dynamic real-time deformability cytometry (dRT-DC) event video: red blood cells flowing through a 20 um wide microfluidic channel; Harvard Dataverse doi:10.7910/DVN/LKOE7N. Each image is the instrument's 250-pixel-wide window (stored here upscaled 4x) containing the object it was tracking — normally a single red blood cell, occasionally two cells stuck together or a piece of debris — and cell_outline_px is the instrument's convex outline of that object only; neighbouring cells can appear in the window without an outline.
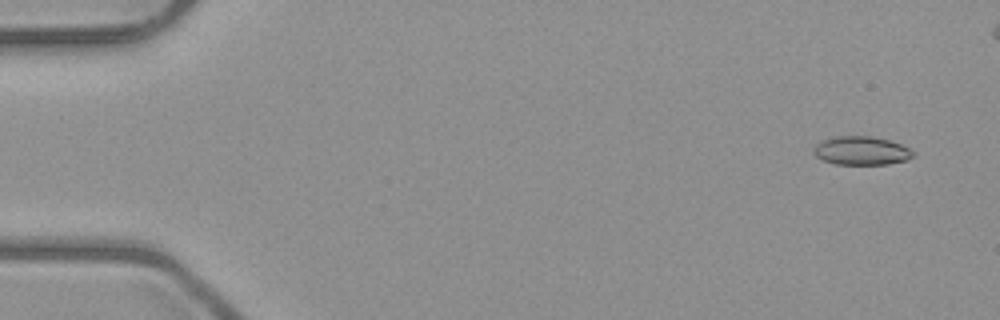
{"species": "common noctule bat (a hibernating species)", "species_latin": "Nyctalus noctula", "temperature_condition": "room temperature", "stored_images_in_passage": 7, "camera_frame_rate_fps": 3000, "um_per_image_px": 0.085, "animal": {"sex": "male", "body_mass_g": 23.1, "forearm_length_mm": 52.7}, "frame": {"image": 1, "passage_image": 1, "time_ms": 0.0, "image_size_px": [1000, 320], "cell_outline_px": [[916, 152], [908, 160], [888, 164], [836, 164], [824, 160], [816, 156], [812, 152], [816, 144], [824, 140], [836, 136], [868, 136], [888, 140], [900, 144]], "centroid_in_image_um": [73.23, 12.81], "position_along_channel_um": 11.8, "area_um2": 16.42}}
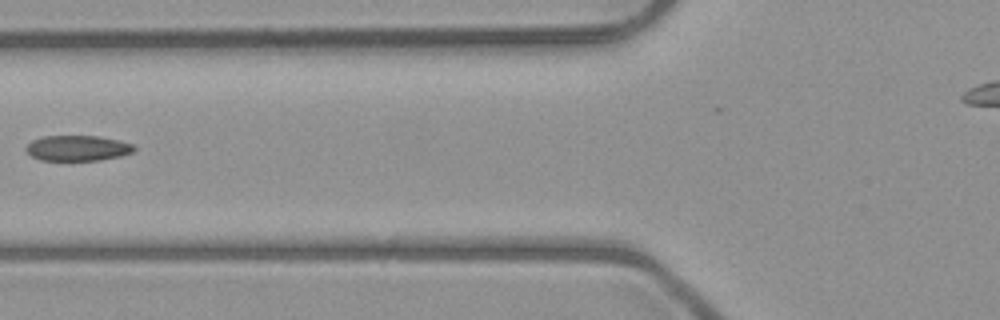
{"frame": {"image": 2, "passage_image": 6, "time_ms": 6.0, "image_size_px": [1000, 320], "cell_outline_px": [[136, 148], [132, 152], [120, 156], [100, 160], [40, 160], [32, 156], [24, 148], [32, 140], [44, 136], [100, 136], [132, 144]], "centroid_in_image_um": [6.58, 12.59], "position_along_channel_um": 119.2, "area_um2": 15.9}}
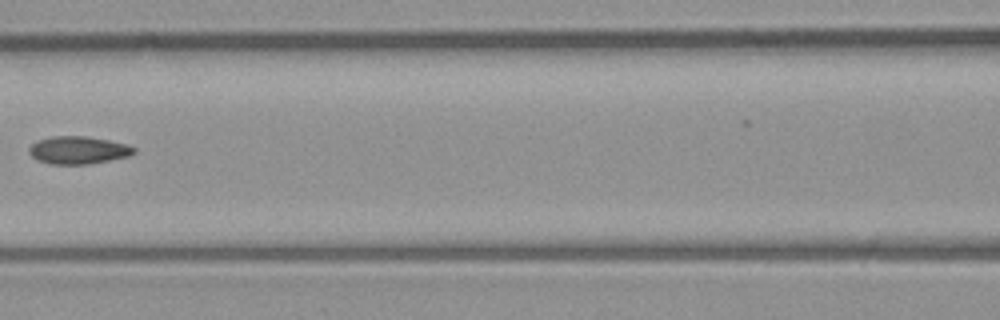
{"frame": {"image": 3, "passage_image": 7, "time_ms": 7.0, "image_size_px": [1000, 320], "cell_outline_px": [[136, 152], [128, 156], [88, 164], [48, 164], [32, 156], [28, 152], [28, 148], [36, 140], [52, 136], [84, 136], [108, 140], [128, 144], [136, 148]], "centroid_in_image_um": [6.64, 12.75], "position_along_channel_um": 160.0, "area_um2": 16.88}}